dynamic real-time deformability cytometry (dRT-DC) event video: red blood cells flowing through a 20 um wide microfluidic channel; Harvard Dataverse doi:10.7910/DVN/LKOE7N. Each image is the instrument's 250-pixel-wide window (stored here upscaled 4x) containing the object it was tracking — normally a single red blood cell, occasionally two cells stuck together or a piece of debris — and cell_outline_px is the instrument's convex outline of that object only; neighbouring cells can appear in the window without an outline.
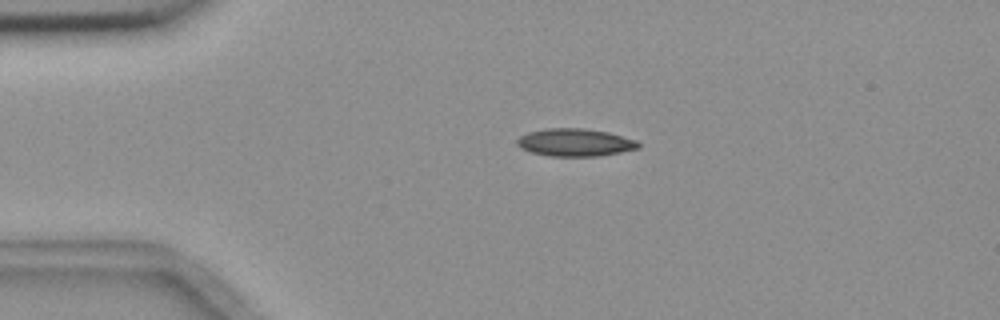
{"species": "common noctule bat (a hibernating species)", "species_latin": "Nyctalus noctula", "temperature_condition": "room temperature", "stored_images_in_passage": 3, "camera_frame_rate_fps": 3000, "um_per_image_px": 0.085, "animal": {"sex": "female", "body_mass_g": 18.4}, "frame": {"image": 1, "passage_image": 2, "time_ms": 1.333, "image_size_px": [1000, 320], "cell_outline_px": [[640, 148], [600, 156], [548, 156], [532, 152], [520, 148], [516, 144], [516, 140], [520, 136], [528, 132], [544, 128], [584, 128], [608, 132], [636, 140], [640, 144]], "centroid_in_image_um": [48.86, 12.1], "position_along_channel_um": 36.1, "area_um2": 19.65}}